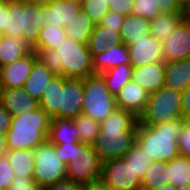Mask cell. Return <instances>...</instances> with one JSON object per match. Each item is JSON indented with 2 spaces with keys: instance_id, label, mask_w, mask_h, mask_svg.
<instances>
[{
  "instance_id": "obj_1",
  "label": "cell",
  "mask_w": 190,
  "mask_h": 190,
  "mask_svg": "<svg viewBox=\"0 0 190 190\" xmlns=\"http://www.w3.org/2000/svg\"><path fill=\"white\" fill-rule=\"evenodd\" d=\"M33 51L55 75L84 79L95 74L87 43L65 37L56 49H33Z\"/></svg>"
},
{
  "instance_id": "obj_2",
  "label": "cell",
  "mask_w": 190,
  "mask_h": 190,
  "mask_svg": "<svg viewBox=\"0 0 190 190\" xmlns=\"http://www.w3.org/2000/svg\"><path fill=\"white\" fill-rule=\"evenodd\" d=\"M184 120H172L155 126L138 123L136 143L153 161L169 162L180 155L178 138Z\"/></svg>"
},
{
  "instance_id": "obj_3",
  "label": "cell",
  "mask_w": 190,
  "mask_h": 190,
  "mask_svg": "<svg viewBox=\"0 0 190 190\" xmlns=\"http://www.w3.org/2000/svg\"><path fill=\"white\" fill-rule=\"evenodd\" d=\"M51 118L40 107L12 117L6 133L8 151L34 150L47 140Z\"/></svg>"
},
{
  "instance_id": "obj_4",
  "label": "cell",
  "mask_w": 190,
  "mask_h": 190,
  "mask_svg": "<svg viewBox=\"0 0 190 190\" xmlns=\"http://www.w3.org/2000/svg\"><path fill=\"white\" fill-rule=\"evenodd\" d=\"M43 27V3L9 0V15L5 36L23 37L32 46Z\"/></svg>"
},
{
  "instance_id": "obj_5",
  "label": "cell",
  "mask_w": 190,
  "mask_h": 190,
  "mask_svg": "<svg viewBox=\"0 0 190 190\" xmlns=\"http://www.w3.org/2000/svg\"><path fill=\"white\" fill-rule=\"evenodd\" d=\"M181 99L182 92L164 86L160 91L149 95L146 108L139 116L138 123L155 126L172 120H183Z\"/></svg>"
},
{
  "instance_id": "obj_6",
  "label": "cell",
  "mask_w": 190,
  "mask_h": 190,
  "mask_svg": "<svg viewBox=\"0 0 190 190\" xmlns=\"http://www.w3.org/2000/svg\"><path fill=\"white\" fill-rule=\"evenodd\" d=\"M83 86L82 114L101 123L117 108L115 97L111 94L105 79L99 73L84 78Z\"/></svg>"
},
{
  "instance_id": "obj_7",
  "label": "cell",
  "mask_w": 190,
  "mask_h": 190,
  "mask_svg": "<svg viewBox=\"0 0 190 190\" xmlns=\"http://www.w3.org/2000/svg\"><path fill=\"white\" fill-rule=\"evenodd\" d=\"M102 162L93 145L74 143V154L66 165V179L92 185L101 179Z\"/></svg>"
},
{
  "instance_id": "obj_8",
  "label": "cell",
  "mask_w": 190,
  "mask_h": 190,
  "mask_svg": "<svg viewBox=\"0 0 190 190\" xmlns=\"http://www.w3.org/2000/svg\"><path fill=\"white\" fill-rule=\"evenodd\" d=\"M33 152L35 156L33 178L43 190L66 179V164L57 155L54 144L46 140Z\"/></svg>"
},
{
  "instance_id": "obj_9",
  "label": "cell",
  "mask_w": 190,
  "mask_h": 190,
  "mask_svg": "<svg viewBox=\"0 0 190 190\" xmlns=\"http://www.w3.org/2000/svg\"><path fill=\"white\" fill-rule=\"evenodd\" d=\"M136 137L137 132L99 131L93 148L102 163L123 158L126 152L136 143Z\"/></svg>"
},
{
  "instance_id": "obj_10",
  "label": "cell",
  "mask_w": 190,
  "mask_h": 190,
  "mask_svg": "<svg viewBox=\"0 0 190 190\" xmlns=\"http://www.w3.org/2000/svg\"><path fill=\"white\" fill-rule=\"evenodd\" d=\"M100 182L116 190L142 189L141 181L123 158L102 163Z\"/></svg>"
},
{
  "instance_id": "obj_11",
  "label": "cell",
  "mask_w": 190,
  "mask_h": 190,
  "mask_svg": "<svg viewBox=\"0 0 190 190\" xmlns=\"http://www.w3.org/2000/svg\"><path fill=\"white\" fill-rule=\"evenodd\" d=\"M132 68L164 60L162 42L151 34H144L127 46Z\"/></svg>"
},
{
  "instance_id": "obj_12",
  "label": "cell",
  "mask_w": 190,
  "mask_h": 190,
  "mask_svg": "<svg viewBox=\"0 0 190 190\" xmlns=\"http://www.w3.org/2000/svg\"><path fill=\"white\" fill-rule=\"evenodd\" d=\"M81 9L79 0H50L43 3V27L50 24L65 28Z\"/></svg>"
},
{
  "instance_id": "obj_13",
  "label": "cell",
  "mask_w": 190,
  "mask_h": 190,
  "mask_svg": "<svg viewBox=\"0 0 190 190\" xmlns=\"http://www.w3.org/2000/svg\"><path fill=\"white\" fill-rule=\"evenodd\" d=\"M162 48L166 62L190 58V21L184 19L162 42Z\"/></svg>"
},
{
  "instance_id": "obj_14",
  "label": "cell",
  "mask_w": 190,
  "mask_h": 190,
  "mask_svg": "<svg viewBox=\"0 0 190 190\" xmlns=\"http://www.w3.org/2000/svg\"><path fill=\"white\" fill-rule=\"evenodd\" d=\"M83 99V79L65 78L63 76L60 118L74 119L82 114Z\"/></svg>"
},
{
  "instance_id": "obj_15",
  "label": "cell",
  "mask_w": 190,
  "mask_h": 190,
  "mask_svg": "<svg viewBox=\"0 0 190 190\" xmlns=\"http://www.w3.org/2000/svg\"><path fill=\"white\" fill-rule=\"evenodd\" d=\"M37 59V53L32 51L29 55L11 64L1 66L0 89L23 87Z\"/></svg>"
},
{
  "instance_id": "obj_16",
  "label": "cell",
  "mask_w": 190,
  "mask_h": 190,
  "mask_svg": "<svg viewBox=\"0 0 190 190\" xmlns=\"http://www.w3.org/2000/svg\"><path fill=\"white\" fill-rule=\"evenodd\" d=\"M165 61L132 68V80L150 95L164 87Z\"/></svg>"
},
{
  "instance_id": "obj_17",
  "label": "cell",
  "mask_w": 190,
  "mask_h": 190,
  "mask_svg": "<svg viewBox=\"0 0 190 190\" xmlns=\"http://www.w3.org/2000/svg\"><path fill=\"white\" fill-rule=\"evenodd\" d=\"M149 94L146 90L130 80L116 95L117 108L132 112L137 118L144 112Z\"/></svg>"
},
{
  "instance_id": "obj_18",
  "label": "cell",
  "mask_w": 190,
  "mask_h": 190,
  "mask_svg": "<svg viewBox=\"0 0 190 190\" xmlns=\"http://www.w3.org/2000/svg\"><path fill=\"white\" fill-rule=\"evenodd\" d=\"M0 102L12 117L39 108V102L32 98L23 87L0 89Z\"/></svg>"
},
{
  "instance_id": "obj_19",
  "label": "cell",
  "mask_w": 190,
  "mask_h": 190,
  "mask_svg": "<svg viewBox=\"0 0 190 190\" xmlns=\"http://www.w3.org/2000/svg\"><path fill=\"white\" fill-rule=\"evenodd\" d=\"M164 86L183 92L190 86V58L165 61Z\"/></svg>"
},
{
  "instance_id": "obj_20",
  "label": "cell",
  "mask_w": 190,
  "mask_h": 190,
  "mask_svg": "<svg viewBox=\"0 0 190 190\" xmlns=\"http://www.w3.org/2000/svg\"><path fill=\"white\" fill-rule=\"evenodd\" d=\"M33 51L32 46L23 37H0V65H8Z\"/></svg>"
},
{
  "instance_id": "obj_21",
  "label": "cell",
  "mask_w": 190,
  "mask_h": 190,
  "mask_svg": "<svg viewBox=\"0 0 190 190\" xmlns=\"http://www.w3.org/2000/svg\"><path fill=\"white\" fill-rule=\"evenodd\" d=\"M55 74L37 59L31 69L23 88L35 100L40 102L44 89Z\"/></svg>"
},
{
  "instance_id": "obj_22",
  "label": "cell",
  "mask_w": 190,
  "mask_h": 190,
  "mask_svg": "<svg viewBox=\"0 0 190 190\" xmlns=\"http://www.w3.org/2000/svg\"><path fill=\"white\" fill-rule=\"evenodd\" d=\"M120 64H130L127 46L121 44L107 48L104 53L92 57V67L95 73H103Z\"/></svg>"
},
{
  "instance_id": "obj_23",
  "label": "cell",
  "mask_w": 190,
  "mask_h": 190,
  "mask_svg": "<svg viewBox=\"0 0 190 190\" xmlns=\"http://www.w3.org/2000/svg\"><path fill=\"white\" fill-rule=\"evenodd\" d=\"M47 140L52 144L80 142L79 133L73 119L52 118L49 124Z\"/></svg>"
},
{
  "instance_id": "obj_24",
  "label": "cell",
  "mask_w": 190,
  "mask_h": 190,
  "mask_svg": "<svg viewBox=\"0 0 190 190\" xmlns=\"http://www.w3.org/2000/svg\"><path fill=\"white\" fill-rule=\"evenodd\" d=\"M63 89V76L54 75L44 89L43 96L39 102V107L43 109L52 119L60 118V105Z\"/></svg>"
},
{
  "instance_id": "obj_25",
  "label": "cell",
  "mask_w": 190,
  "mask_h": 190,
  "mask_svg": "<svg viewBox=\"0 0 190 190\" xmlns=\"http://www.w3.org/2000/svg\"><path fill=\"white\" fill-rule=\"evenodd\" d=\"M138 118L130 111L116 108L100 123L99 131L137 132Z\"/></svg>"
},
{
  "instance_id": "obj_26",
  "label": "cell",
  "mask_w": 190,
  "mask_h": 190,
  "mask_svg": "<svg viewBox=\"0 0 190 190\" xmlns=\"http://www.w3.org/2000/svg\"><path fill=\"white\" fill-rule=\"evenodd\" d=\"M123 44L120 33L115 30H107V28L96 25L88 40V48L91 56L104 53L107 48L119 46Z\"/></svg>"
},
{
  "instance_id": "obj_27",
  "label": "cell",
  "mask_w": 190,
  "mask_h": 190,
  "mask_svg": "<svg viewBox=\"0 0 190 190\" xmlns=\"http://www.w3.org/2000/svg\"><path fill=\"white\" fill-rule=\"evenodd\" d=\"M120 37L125 46H129L143 36L151 33L150 19L130 14L124 18Z\"/></svg>"
},
{
  "instance_id": "obj_28",
  "label": "cell",
  "mask_w": 190,
  "mask_h": 190,
  "mask_svg": "<svg viewBox=\"0 0 190 190\" xmlns=\"http://www.w3.org/2000/svg\"><path fill=\"white\" fill-rule=\"evenodd\" d=\"M185 19L184 13L164 14L156 16L150 20L151 35L159 41H165Z\"/></svg>"
},
{
  "instance_id": "obj_29",
  "label": "cell",
  "mask_w": 190,
  "mask_h": 190,
  "mask_svg": "<svg viewBox=\"0 0 190 190\" xmlns=\"http://www.w3.org/2000/svg\"><path fill=\"white\" fill-rule=\"evenodd\" d=\"M95 26L87 14L81 9L64 29L66 37L80 43H88Z\"/></svg>"
},
{
  "instance_id": "obj_30",
  "label": "cell",
  "mask_w": 190,
  "mask_h": 190,
  "mask_svg": "<svg viewBox=\"0 0 190 190\" xmlns=\"http://www.w3.org/2000/svg\"><path fill=\"white\" fill-rule=\"evenodd\" d=\"M6 156L15 176L33 177L35 161L33 150L8 151Z\"/></svg>"
},
{
  "instance_id": "obj_31",
  "label": "cell",
  "mask_w": 190,
  "mask_h": 190,
  "mask_svg": "<svg viewBox=\"0 0 190 190\" xmlns=\"http://www.w3.org/2000/svg\"><path fill=\"white\" fill-rule=\"evenodd\" d=\"M100 74L105 79L111 94L116 97L126 83L132 80V66L130 64H120Z\"/></svg>"
},
{
  "instance_id": "obj_32",
  "label": "cell",
  "mask_w": 190,
  "mask_h": 190,
  "mask_svg": "<svg viewBox=\"0 0 190 190\" xmlns=\"http://www.w3.org/2000/svg\"><path fill=\"white\" fill-rule=\"evenodd\" d=\"M190 165L188 158L178 156L167 162V174L169 183L176 188L185 184H190Z\"/></svg>"
},
{
  "instance_id": "obj_33",
  "label": "cell",
  "mask_w": 190,
  "mask_h": 190,
  "mask_svg": "<svg viewBox=\"0 0 190 190\" xmlns=\"http://www.w3.org/2000/svg\"><path fill=\"white\" fill-rule=\"evenodd\" d=\"M66 37L65 29L55 25H46L40 29L37 41L32 49H56Z\"/></svg>"
},
{
  "instance_id": "obj_34",
  "label": "cell",
  "mask_w": 190,
  "mask_h": 190,
  "mask_svg": "<svg viewBox=\"0 0 190 190\" xmlns=\"http://www.w3.org/2000/svg\"><path fill=\"white\" fill-rule=\"evenodd\" d=\"M123 159L131 167L134 174L140 181L144 178L148 166L152 163L151 157L145 153L137 143H135L124 155Z\"/></svg>"
},
{
  "instance_id": "obj_35",
  "label": "cell",
  "mask_w": 190,
  "mask_h": 190,
  "mask_svg": "<svg viewBox=\"0 0 190 190\" xmlns=\"http://www.w3.org/2000/svg\"><path fill=\"white\" fill-rule=\"evenodd\" d=\"M166 183H169L167 163L163 161H152L141 181V188L151 189Z\"/></svg>"
},
{
  "instance_id": "obj_36",
  "label": "cell",
  "mask_w": 190,
  "mask_h": 190,
  "mask_svg": "<svg viewBox=\"0 0 190 190\" xmlns=\"http://www.w3.org/2000/svg\"><path fill=\"white\" fill-rule=\"evenodd\" d=\"M73 121L78 130L80 142L93 145L99 134L100 123L84 114H79Z\"/></svg>"
},
{
  "instance_id": "obj_37",
  "label": "cell",
  "mask_w": 190,
  "mask_h": 190,
  "mask_svg": "<svg viewBox=\"0 0 190 190\" xmlns=\"http://www.w3.org/2000/svg\"><path fill=\"white\" fill-rule=\"evenodd\" d=\"M82 10L95 25H99L103 16L109 11L107 0H80Z\"/></svg>"
},
{
  "instance_id": "obj_38",
  "label": "cell",
  "mask_w": 190,
  "mask_h": 190,
  "mask_svg": "<svg viewBox=\"0 0 190 190\" xmlns=\"http://www.w3.org/2000/svg\"><path fill=\"white\" fill-rule=\"evenodd\" d=\"M133 15H138L146 19H153L161 12L157 6V0H134Z\"/></svg>"
},
{
  "instance_id": "obj_39",
  "label": "cell",
  "mask_w": 190,
  "mask_h": 190,
  "mask_svg": "<svg viewBox=\"0 0 190 190\" xmlns=\"http://www.w3.org/2000/svg\"><path fill=\"white\" fill-rule=\"evenodd\" d=\"M15 174L7 156L0 157V190H5L14 180Z\"/></svg>"
},
{
  "instance_id": "obj_40",
  "label": "cell",
  "mask_w": 190,
  "mask_h": 190,
  "mask_svg": "<svg viewBox=\"0 0 190 190\" xmlns=\"http://www.w3.org/2000/svg\"><path fill=\"white\" fill-rule=\"evenodd\" d=\"M5 190H43L33 177L15 176L12 183Z\"/></svg>"
},
{
  "instance_id": "obj_41",
  "label": "cell",
  "mask_w": 190,
  "mask_h": 190,
  "mask_svg": "<svg viewBox=\"0 0 190 190\" xmlns=\"http://www.w3.org/2000/svg\"><path fill=\"white\" fill-rule=\"evenodd\" d=\"M180 156L190 158V122H184L178 138Z\"/></svg>"
},
{
  "instance_id": "obj_42",
  "label": "cell",
  "mask_w": 190,
  "mask_h": 190,
  "mask_svg": "<svg viewBox=\"0 0 190 190\" xmlns=\"http://www.w3.org/2000/svg\"><path fill=\"white\" fill-rule=\"evenodd\" d=\"M125 16L119 15L109 10L102 18L100 25L107 30H115L120 32Z\"/></svg>"
},
{
  "instance_id": "obj_43",
  "label": "cell",
  "mask_w": 190,
  "mask_h": 190,
  "mask_svg": "<svg viewBox=\"0 0 190 190\" xmlns=\"http://www.w3.org/2000/svg\"><path fill=\"white\" fill-rule=\"evenodd\" d=\"M109 10L122 16H128L134 8V0H107Z\"/></svg>"
},
{
  "instance_id": "obj_44",
  "label": "cell",
  "mask_w": 190,
  "mask_h": 190,
  "mask_svg": "<svg viewBox=\"0 0 190 190\" xmlns=\"http://www.w3.org/2000/svg\"><path fill=\"white\" fill-rule=\"evenodd\" d=\"M88 187L87 184L65 179L46 187L44 190H88Z\"/></svg>"
},
{
  "instance_id": "obj_45",
  "label": "cell",
  "mask_w": 190,
  "mask_h": 190,
  "mask_svg": "<svg viewBox=\"0 0 190 190\" xmlns=\"http://www.w3.org/2000/svg\"><path fill=\"white\" fill-rule=\"evenodd\" d=\"M54 146L61 161L67 165L74 154V143L54 144Z\"/></svg>"
},
{
  "instance_id": "obj_46",
  "label": "cell",
  "mask_w": 190,
  "mask_h": 190,
  "mask_svg": "<svg viewBox=\"0 0 190 190\" xmlns=\"http://www.w3.org/2000/svg\"><path fill=\"white\" fill-rule=\"evenodd\" d=\"M157 6L164 14L184 13L175 0H157Z\"/></svg>"
},
{
  "instance_id": "obj_47",
  "label": "cell",
  "mask_w": 190,
  "mask_h": 190,
  "mask_svg": "<svg viewBox=\"0 0 190 190\" xmlns=\"http://www.w3.org/2000/svg\"><path fill=\"white\" fill-rule=\"evenodd\" d=\"M181 112L182 119L186 122H190V86L182 92Z\"/></svg>"
},
{
  "instance_id": "obj_48",
  "label": "cell",
  "mask_w": 190,
  "mask_h": 190,
  "mask_svg": "<svg viewBox=\"0 0 190 190\" xmlns=\"http://www.w3.org/2000/svg\"><path fill=\"white\" fill-rule=\"evenodd\" d=\"M9 15V0H0V33L7 29V21Z\"/></svg>"
},
{
  "instance_id": "obj_49",
  "label": "cell",
  "mask_w": 190,
  "mask_h": 190,
  "mask_svg": "<svg viewBox=\"0 0 190 190\" xmlns=\"http://www.w3.org/2000/svg\"><path fill=\"white\" fill-rule=\"evenodd\" d=\"M12 116L0 102V133H7L11 125Z\"/></svg>"
},
{
  "instance_id": "obj_50",
  "label": "cell",
  "mask_w": 190,
  "mask_h": 190,
  "mask_svg": "<svg viewBox=\"0 0 190 190\" xmlns=\"http://www.w3.org/2000/svg\"><path fill=\"white\" fill-rule=\"evenodd\" d=\"M7 152L6 133H0V157L6 156Z\"/></svg>"
},
{
  "instance_id": "obj_51",
  "label": "cell",
  "mask_w": 190,
  "mask_h": 190,
  "mask_svg": "<svg viewBox=\"0 0 190 190\" xmlns=\"http://www.w3.org/2000/svg\"><path fill=\"white\" fill-rule=\"evenodd\" d=\"M88 190H116V189L106 186L102 182L98 181L92 185H89Z\"/></svg>"
},
{
  "instance_id": "obj_52",
  "label": "cell",
  "mask_w": 190,
  "mask_h": 190,
  "mask_svg": "<svg viewBox=\"0 0 190 190\" xmlns=\"http://www.w3.org/2000/svg\"><path fill=\"white\" fill-rule=\"evenodd\" d=\"M141 190H176V187L172 185L171 183H166L156 188L141 189Z\"/></svg>"
},
{
  "instance_id": "obj_53",
  "label": "cell",
  "mask_w": 190,
  "mask_h": 190,
  "mask_svg": "<svg viewBox=\"0 0 190 190\" xmlns=\"http://www.w3.org/2000/svg\"><path fill=\"white\" fill-rule=\"evenodd\" d=\"M178 6L185 11V9L189 6L190 0H175Z\"/></svg>"
},
{
  "instance_id": "obj_54",
  "label": "cell",
  "mask_w": 190,
  "mask_h": 190,
  "mask_svg": "<svg viewBox=\"0 0 190 190\" xmlns=\"http://www.w3.org/2000/svg\"><path fill=\"white\" fill-rule=\"evenodd\" d=\"M184 17H185L186 20L190 21V4L184 11Z\"/></svg>"
},
{
  "instance_id": "obj_55",
  "label": "cell",
  "mask_w": 190,
  "mask_h": 190,
  "mask_svg": "<svg viewBox=\"0 0 190 190\" xmlns=\"http://www.w3.org/2000/svg\"><path fill=\"white\" fill-rule=\"evenodd\" d=\"M176 190H190V184H185L183 186L177 187Z\"/></svg>"
},
{
  "instance_id": "obj_56",
  "label": "cell",
  "mask_w": 190,
  "mask_h": 190,
  "mask_svg": "<svg viewBox=\"0 0 190 190\" xmlns=\"http://www.w3.org/2000/svg\"><path fill=\"white\" fill-rule=\"evenodd\" d=\"M23 1L46 3V2H48V1H50V0H23Z\"/></svg>"
}]
</instances>
